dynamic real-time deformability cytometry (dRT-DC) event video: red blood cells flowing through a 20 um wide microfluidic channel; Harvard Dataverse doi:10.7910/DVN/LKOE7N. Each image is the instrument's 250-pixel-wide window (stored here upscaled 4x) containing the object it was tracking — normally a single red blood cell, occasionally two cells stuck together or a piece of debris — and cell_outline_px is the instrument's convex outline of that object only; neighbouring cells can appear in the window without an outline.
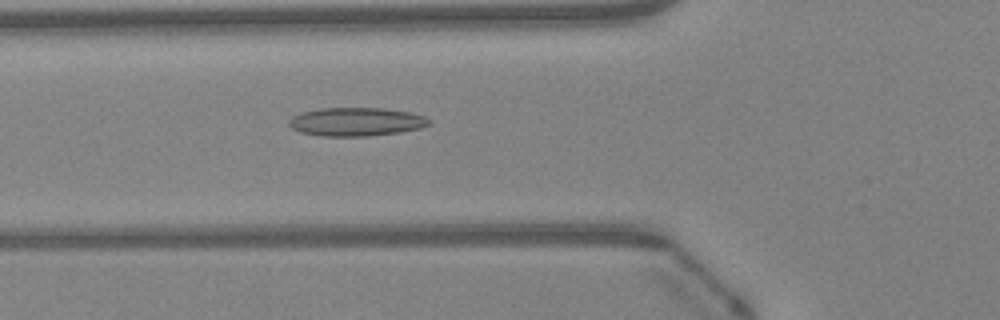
{"species": "Egyptian fruit bat (a non-hibernating species)", "species_latin": "Rousettus aegyptiacus", "temperature_condition": "warm", "stored_images_in_passage": 35, "camera_frame_rate_fps": 3000, "um_per_image_px": 0.085, "animal": {"sex": "female"}, "frame": {"image": 1, "passage_image": 7, "time_ms": 2.0, "image_size_px": [1000, 320], "cell_outline_px": [[432, 124], [420, 128], [400, 132], [368, 136], [320, 136], [300, 132], [292, 128], [288, 124], [288, 120], [292, 116], [304, 112], [320, 108], [384, 108], [408, 112], [424, 116], [432, 120]], "centroid_in_image_um": [30.29, 10.35], "position_along_channel_um": 95.5, "area_um2": 23.35}}
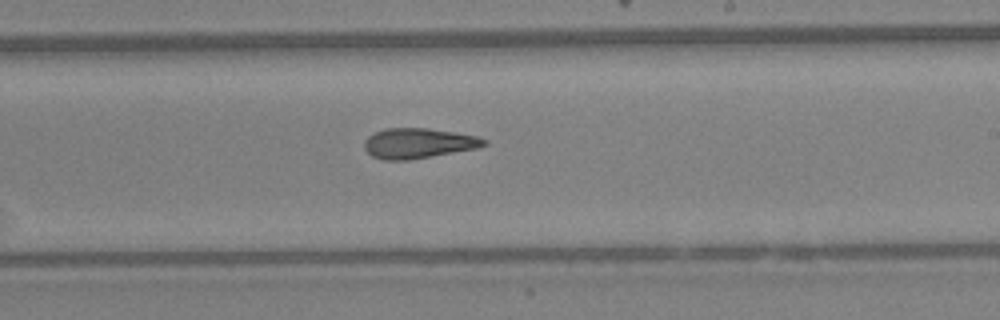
{"frame": {"image": 2, "passage_image": 18, "time_ms": 5.667, "image_size_px": [1000, 320], "cell_outline_px": [[488, 144], [476, 148], [408, 160], [384, 160], [372, 156], [364, 148], [364, 140], [368, 136], [384, 128], [428, 128], [476, 136], [488, 140]], "centroid_in_image_um": [35.53, 12.17], "position_along_channel_um": 253.5, "area_um2": 20.87}}
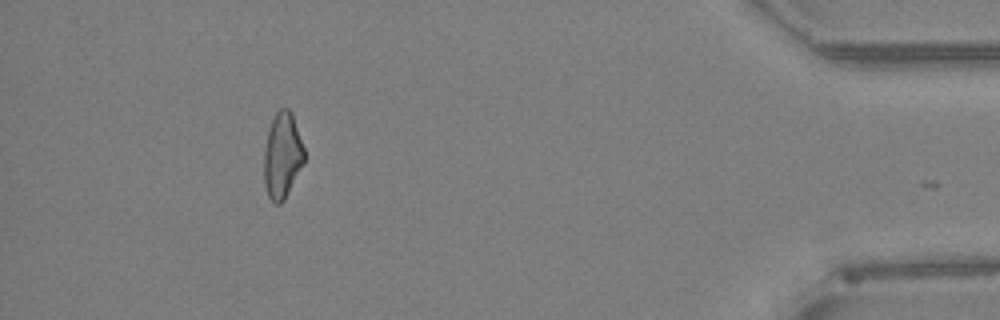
{"frame": {"image": 3, "passage_image": 33, "time_ms": 10.667, "image_size_px": [1000, 320], "cell_outline_px": [[304, 164], [284, 200], [280, 204], [276, 204], [268, 196], [264, 184], [264, 152], [268, 128], [276, 112], [280, 108], [288, 108], [292, 112], [304, 148]], "centroid_in_image_um": [24.0, 13.21], "position_along_channel_um": 411.2, "area_um2": 20.23}, "authors_computed_cell_mechanics": {"area_um2": 20.8658, "velocity_mm_per_s": 4.3285, "shape_relaxation_time_tau1_ms": null, "shape_relaxation_time_tau2_ms": 5.4079, "deformation_change_tau1": null, "deformation_change_tau2": 0.165}}